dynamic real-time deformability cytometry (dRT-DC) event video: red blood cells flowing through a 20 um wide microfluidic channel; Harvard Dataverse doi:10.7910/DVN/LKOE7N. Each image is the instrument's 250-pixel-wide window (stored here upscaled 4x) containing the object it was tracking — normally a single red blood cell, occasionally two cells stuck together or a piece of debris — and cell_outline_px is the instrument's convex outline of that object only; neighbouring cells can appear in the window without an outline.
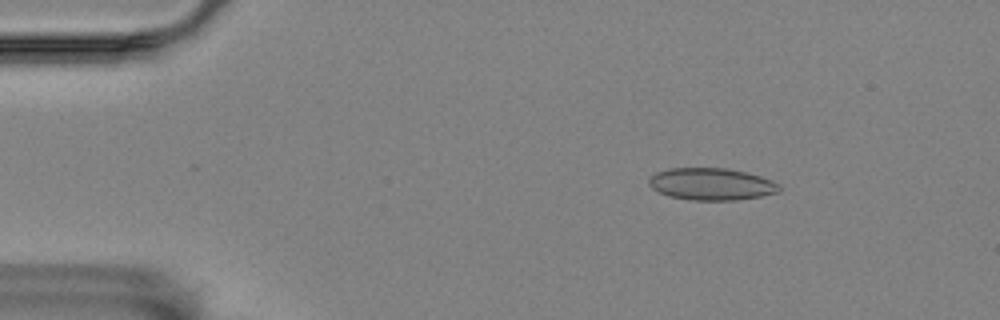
{"species": "Egyptian fruit bat (a non-hibernating species)", "species_latin": "Rousettus aegyptiacus", "temperature_condition": "room temperature", "stored_images_in_passage": 6, "camera_frame_rate_fps": 3000, "um_per_image_px": 0.085, "animal": {"sex": "female"}, "frame": {"image": 1, "passage_image": 3, "time_ms": 0.667, "image_size_px": [1000, 320], "cell_outline_px": [[780, 192], [760, 196], [736, 200], [688, 200], [668, 196], [652, 188], [648, 184], [648, 180], [656, 172], [668, 168], [728, 168], [748, 172], [772, 180], [780, 188]], "centroid_in_image_um": [60.45, 15.64], "position_along_channel_um": 24.5, "area_um2": 24.45}}
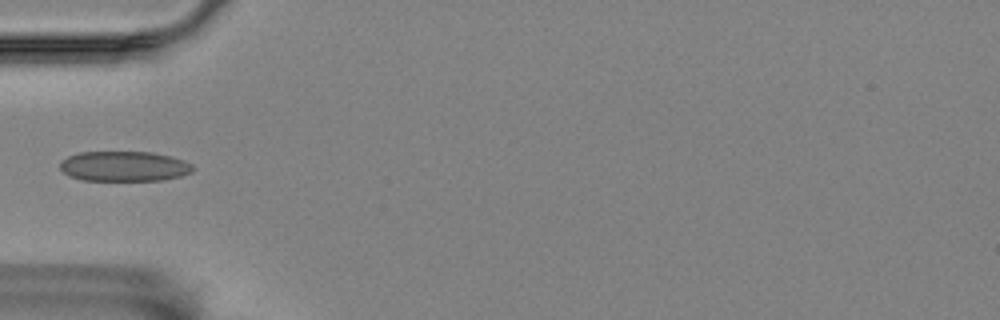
{"frame": {"image": 2, "passage_image": 6, "time_ms": 1.667, "image_size_px": [1000, 320], "cell_outline_px": [[196, 168], [192, 172], [180, 176], [164, 180], [84, 180], [68, 176], [60, 168], [60, 160], [68, 156], [80, 152], [152, 152], [184, 160], [192, 164]], "centroid_in_image_um": [10.55, 14.13], "position_along_channel_um": 74.4, "area_um2": 23.35}}